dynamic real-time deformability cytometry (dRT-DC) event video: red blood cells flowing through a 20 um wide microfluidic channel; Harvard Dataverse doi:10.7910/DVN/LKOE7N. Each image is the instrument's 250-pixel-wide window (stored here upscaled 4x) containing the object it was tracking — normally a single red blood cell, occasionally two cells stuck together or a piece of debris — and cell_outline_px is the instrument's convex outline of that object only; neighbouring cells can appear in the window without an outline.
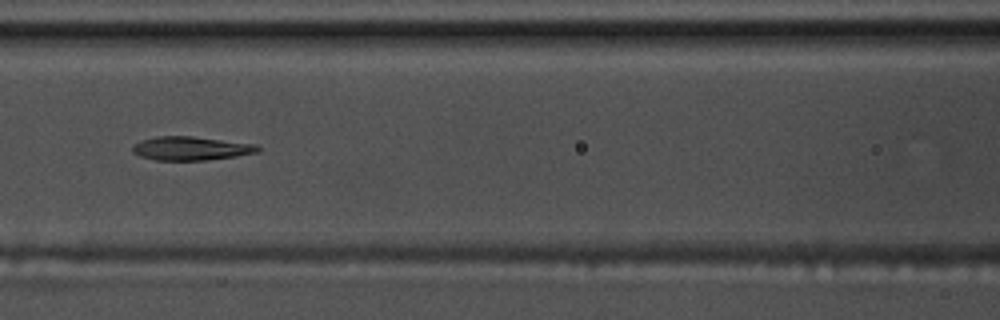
{"species": "common noctule bat (a hibernating species)", "species_latin": "Nyctalus noctula", "temperature_condition": "warm", "stored_images_in_passage": 8, "camera_frame_rate_fps": 3000, "um_per_image_px": 0.085, "animal": {"sex": "male", "body_mass_g": 17.5, "forearm_length_mm": 52.3}, "frame": {"image": 1, "passage_image": 8, "time_ms": 2.333, "image_size_px": [1000, 320], "cell_outline_px": [[260, 152], [236, 156], [208, 160], [156, 160], [140, 156], [132, 152], [132, 148], [136, 144], [144, 140], [156, 136], [192, 136], [256, 144], [260, 148]], "centroid_in_image_um": [16.27, 12.61], "position_along_channel_um": 150.3, "area_um2": 17.22}}